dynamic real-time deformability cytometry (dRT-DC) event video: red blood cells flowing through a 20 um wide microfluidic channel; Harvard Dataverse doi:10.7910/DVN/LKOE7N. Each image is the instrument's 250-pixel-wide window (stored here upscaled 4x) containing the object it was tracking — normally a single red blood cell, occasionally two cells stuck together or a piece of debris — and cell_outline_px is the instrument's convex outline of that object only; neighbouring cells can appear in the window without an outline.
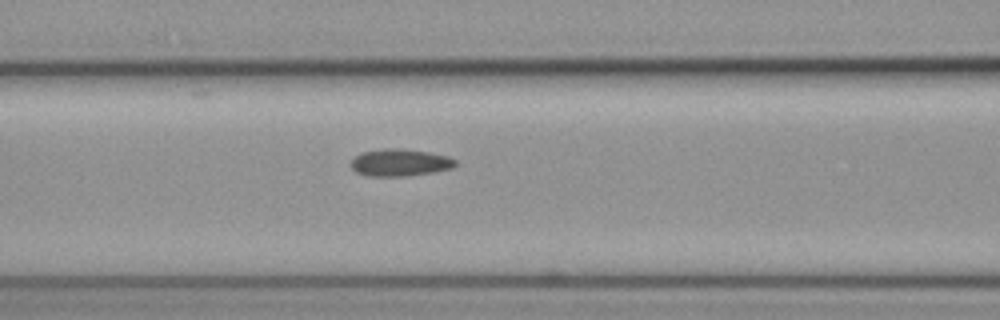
{"species": "common noctule bat (a hibernating species)", "species_latin": "Nyctalus noctula", "temperature_condition": "cold", "stored_images_in_passage": 20, "camera_frame_rate_fps": 3000, "um_per_image_px": 0.085, "animal": {"sex": "female", "body_mass_g": 19.3, "forearm_length_mm": 54.1}, "frame": {"image": 1, "passage_image": 12, "time_ms": 3.667, "image_size_px": [1000, 320], "cell_outline_px": [[456, 164], [452, 168], [432, 172], [408, 176], [368, 176], [356, 172], [348, 164], [360, 152], [384, 148], [400, 148], [428, 152], [448, 156], [456, 160]], "centroid_in_image_um": [33.96, 13.81], "position_along_channel_um": 132.6, "area_um2": 16.65}}
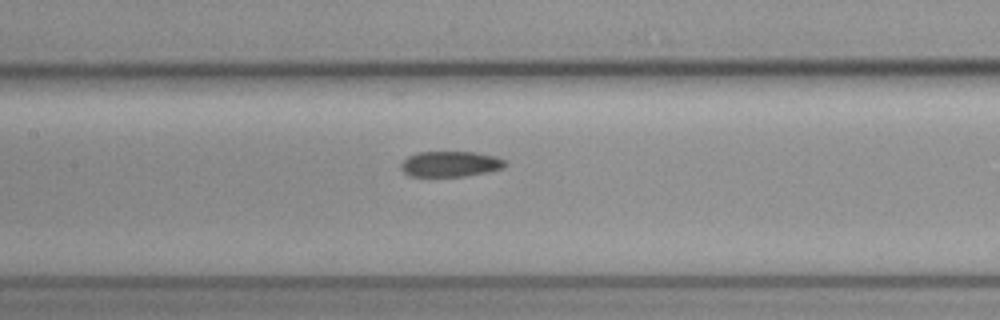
{"frame": {"image": 2, "passage_image": 15, "time_ms": 4.667, "image_size_px": [1000, 320], "cell_outline_px": [[508, 164], [504, 168], [488, 172], [464, 176], [408, 176], [400, 168], [400, 164], [408, 156], [416, 152], [476, 152], [496, 156], [504, 160]], "centroid_in_image_um": [38.29, 13.93], "position_along_channel_um": 169.1, "area_um2": 15.66}}